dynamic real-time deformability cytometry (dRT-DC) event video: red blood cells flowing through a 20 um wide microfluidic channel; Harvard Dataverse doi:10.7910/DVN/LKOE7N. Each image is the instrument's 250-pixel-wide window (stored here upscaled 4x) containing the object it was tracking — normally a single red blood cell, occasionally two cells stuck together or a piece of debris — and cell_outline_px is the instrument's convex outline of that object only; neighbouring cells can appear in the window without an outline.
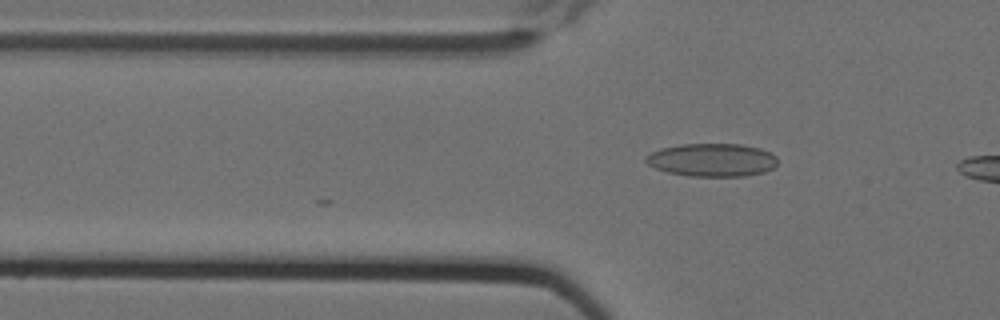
{"species": "Egyptian fruit bat (a non-hibernating species)", "species_latin": "Rousettus aegyptiacus", "temperature_condition": "cold", "stored_images_in_passage": 2, "camera_frame_rate_fps": 3000, "um_per_image_px": 0.085, "animal": {"sex": "female"}, "frame": {"image": 1, "passage_image": 2, "time_ms": 0.333, "image_size_px": [1000, 320], "cell_outline_px": [[776, 164], [772, 168], [764, 172], [744, 176], [688, 176], [668, 172], [656, 168], [648, 164], [644, 160], [644, 156], [660, 148], [680, 144], [740, 144], [760, 148], [776, 156]], "centroid_in_image_um": [60.49, 13.59], "position_along_channel_um": 65.3, "area_um2": 25.37}}